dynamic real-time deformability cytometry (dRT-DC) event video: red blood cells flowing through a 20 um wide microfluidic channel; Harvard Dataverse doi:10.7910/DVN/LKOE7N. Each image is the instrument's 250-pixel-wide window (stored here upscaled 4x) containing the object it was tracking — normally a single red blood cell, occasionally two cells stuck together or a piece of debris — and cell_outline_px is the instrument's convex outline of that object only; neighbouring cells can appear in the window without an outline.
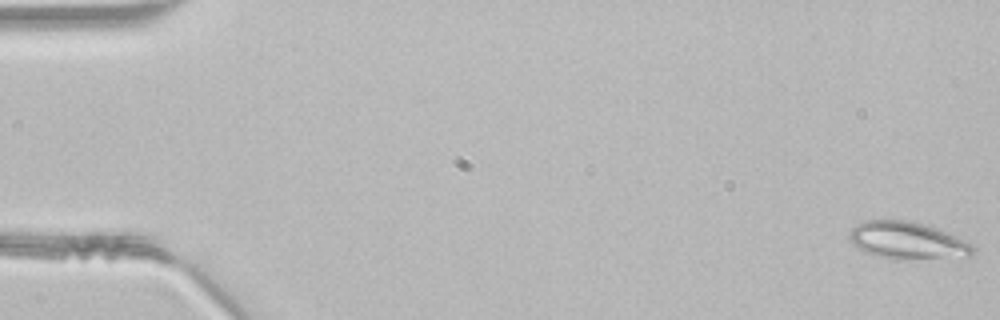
{"species": "common noctule bat (a hibernating species)", "species_latin": "Nyctalus noctula", "temperature_condition": "room temperature", "stored_images_in_passage": 48, "camera_frame_rate_fps": 3000, "um_per_image_px": 0.085, "animal": {"sex": "male", "body_mass_g": 21.5, "forearm_length_mm": 52.0}, "frame": {"image": 1, "passage_image": 1, "time_ms": 0.0, "image_size_px": [1000, 320], "cell_outline_px": [[976, 252], [968, 260], [876, 256], [864, 252], [852, 244], [848, 240], [848, 236], [852, 228], [856, 224], [864, 220], [904, 220], [936, 228], [968, 240], [976, 248]], "centroid_in_image_um": [77.24, 20.46], "position_along_channel_um": 7.8, "area_um2": 27.17}}
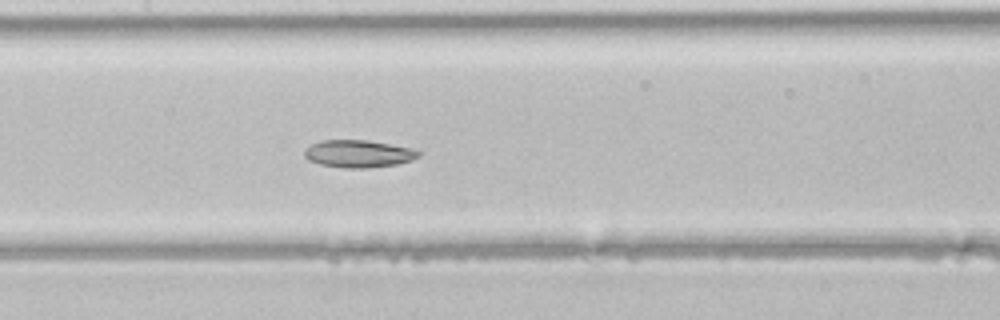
{"frame": {"image": 2, "passage_image": 23, "time_ms": 7.333, "image_size_px": [1000, 320], "cell_outline_px": [[420, 156], [412, 160], [396, 164], [368, 168], [344, 168], [320, 164], [308, 160], [304, 156], [304, 148], [320, 140], [368, 140], [412, 148], [420, 152]], "centroid_in_image_um": [30.45, 13.06], "position_along_channel_um": 177.0, "area_um2": 18.32}}
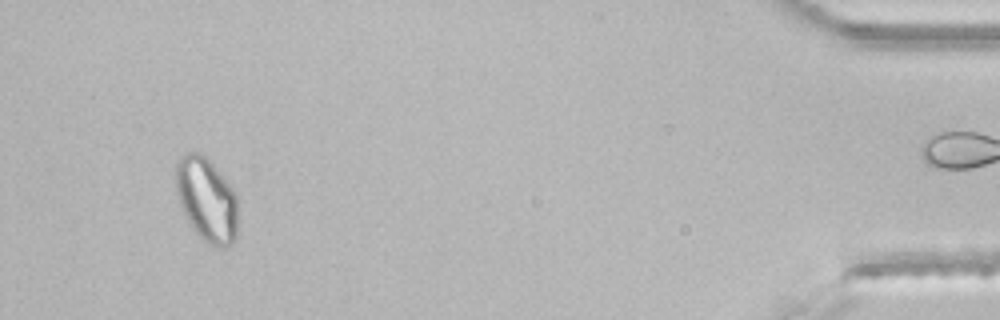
{"frame": {"image": 3, "passage_image": 45, "time_ms": 14.667, "image_size_px": [1000, 320], "cell_outline_px": [[236, 240], [232, 244], [224, 248], [220, 248], [204, 240], [192, 228], [180, 204], [176, 192], [176, 160], [180, 156], [188, 152], [196, 152], [204, 156], [212, 164], [228, 184], [236, 196]], "centroid_in_image_um": [17.54, 16.97], "position_along_channel_um": 417.7, "area_um2": 29.82}}